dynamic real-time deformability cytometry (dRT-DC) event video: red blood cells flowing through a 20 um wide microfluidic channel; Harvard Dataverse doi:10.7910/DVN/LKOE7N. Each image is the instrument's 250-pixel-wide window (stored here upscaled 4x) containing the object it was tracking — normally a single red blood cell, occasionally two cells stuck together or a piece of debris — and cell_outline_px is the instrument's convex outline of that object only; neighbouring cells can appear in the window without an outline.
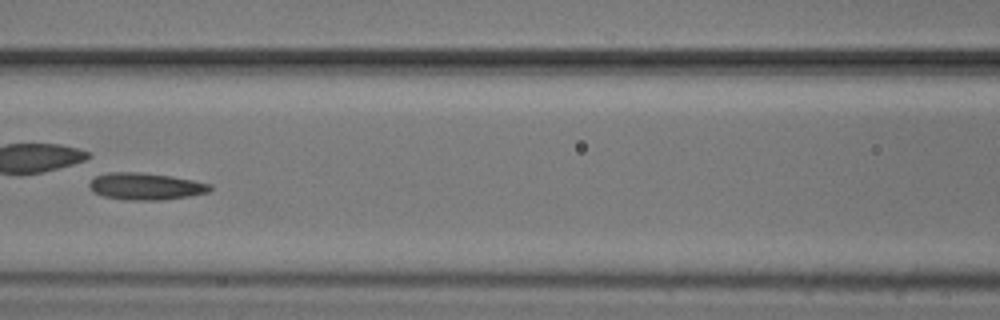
{"species": "common noctule bat (a hibernating species)", "species_latin": "Nyctalus noctula", "temperature_condition": "cold", "stored_images_in_passage": 6, "camera_frame_rate_fps": 3000, "um_per_image_px": 0.085, "animal": {"sex": "male", "body_mass_g": 20.5, "forearm_length_mm": 52.5}, "frame": {"image": 1, "passage_image": 6, "time_ms": 5.667, "image_size_px": [1000, 320], "cell_outline_px": [[212, 188], [208, 192], [188, 196], [160, 200], [124, 200], [104, 196], [92, 192], [88, 184], [96, 176], [108, 172], [136, 172], [172, 176], [212, 184]], "centroid_in_image_um": [12.36, 15.84], "position_along_channel_um": 154.2, "area_um2": 18.9}}